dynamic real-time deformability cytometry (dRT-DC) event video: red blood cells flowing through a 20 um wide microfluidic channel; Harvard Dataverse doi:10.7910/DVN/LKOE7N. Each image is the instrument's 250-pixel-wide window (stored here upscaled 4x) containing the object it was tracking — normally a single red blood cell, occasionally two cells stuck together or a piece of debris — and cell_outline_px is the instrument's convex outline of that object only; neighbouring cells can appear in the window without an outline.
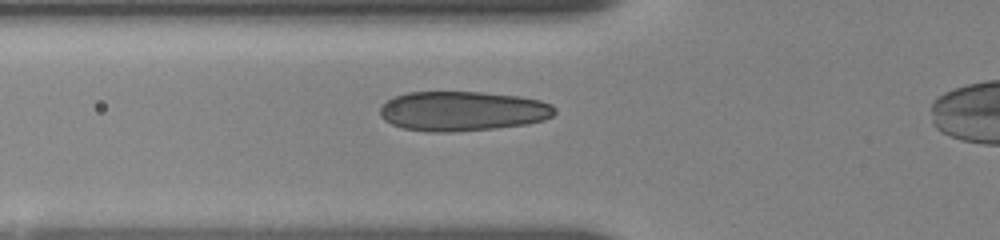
{"species": "human", "species_latin": "Homo sapiens", "temperature_condition": "room temperature", "stored_images_in_passage": 43, "camera_frame_rate_fps": 3000, "um_per_image_px": 0.085, "donor": {"sex": "female"}, "frame": {"image": 1, "passage_image": 7, "time_ms": 2.333, "image_size_px": [1000, 240], "cell_outline_px": [[556, 112], [552, 116], [544, 120], [528, 124], [496, 128], [452, 132], [428, 132], [404, 128], [392, 124], [384, 120], [380, 116], [380, 108], [388, 100], [396, 96], [408, 92], [480, 92], [520, 96], [540, 100], [552, 104], [556, 108]], "centroid_in_image_um": [39.35, 9.45], "position_along_channel_um": 86.5, "area_um2": 40.58}}
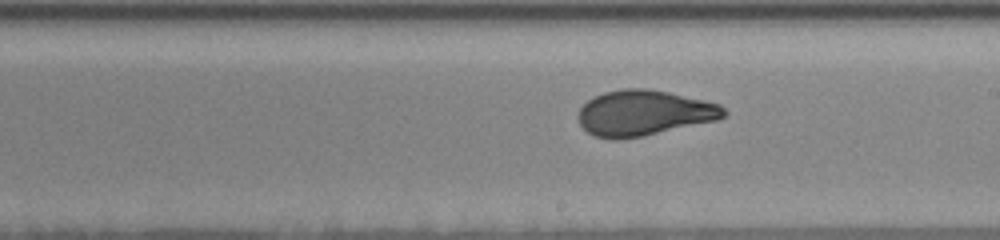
{"frame": {"image": 2, "passage_image": 21, "time_ms": 6.333, "image_size_px": [1000, 240], "cell_outline_px": [[728, 112], [724, 116], [716, 120], [644, 136], [620, 140], [612, 140], [596, 136], [588, 132], [580, 124], [580, 108], [588, 100], [604, 92], [624, 88], [648, 88], [668, 92], [704, 100], [720, 104]], "centroid_in_image_um": [54.75, 9.6], "position_along_channel_um": 234.2, "area_um2": 38.44}}
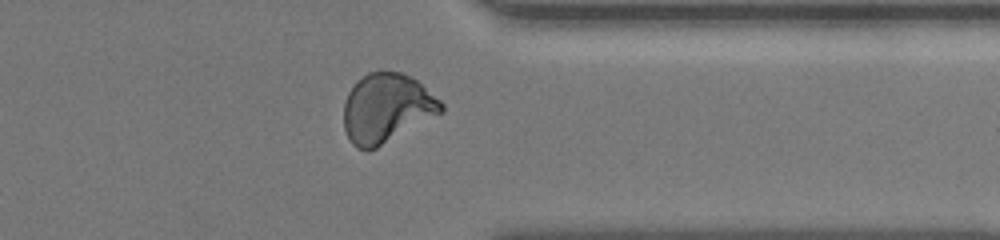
{"frame": {"image": 3, "passage_image": 34, "time_ms": 10.333, "image_size_px": [1000, 240], "cell_outline_px": [[444, 112], [376, 148], [368, 152], [356, 148], [352, 144], [344, 128], [344, 104], [348, 92], [356, 80], [368, 72], [400, 72], [416, 80], [440, 100], [444, 104]], "centroid_in_image_um": [32.85, 9.21], "position_along_channel_um": 378.5, "area_um2": 39.25}, "authors_computed_cell_mechanics": {"area_um2": 38.437, "velocity_mm_per_s": 3.6722, "shape_relaxation_time_tau1_ms": 4.7158, "shape_relaxation_time_tau2_ms": null, "deformation_change_tau1": 0.1597, "deformation_change_tau2": null}}